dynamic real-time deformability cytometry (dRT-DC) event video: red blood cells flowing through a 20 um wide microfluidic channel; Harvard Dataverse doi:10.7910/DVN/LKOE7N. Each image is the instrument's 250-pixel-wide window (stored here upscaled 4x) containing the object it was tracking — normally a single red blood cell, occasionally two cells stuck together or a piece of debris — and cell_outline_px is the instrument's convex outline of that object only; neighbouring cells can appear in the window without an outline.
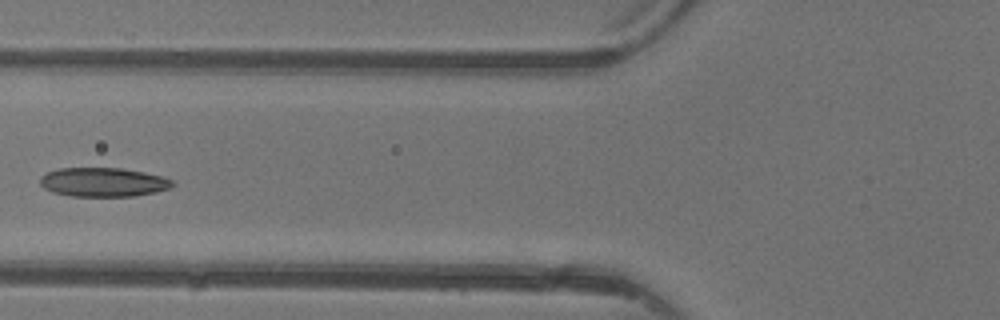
{"species": "common noctule bat (a hibernating species)", "species_latin": "Nyctalus noctula", "temperature_condition": "warm", "stored_images_in_passage": 5, "camera_frame_rate_fps": 3000, "um_per_image_px": 0.085, "animal": {"sex": "female"}, "frame": {"image": 1, "passage_image": 5, "time_ms": 4.667, "image_size_px": [1000, 320], "cell_outline_px": [[176, 184], [172, 188], [156, 192], [136, 196], [72, 196], [52, 192], [44, 188], [40, 184], [40, 176], [48, 172], [60, 168], [120, 168], [144, 172], [164, 176], [172, 180]], "centroid_in_image_um": [8.82, 15.48], "position_along_channel_um": 117.0, "area_um2": 22.6}}